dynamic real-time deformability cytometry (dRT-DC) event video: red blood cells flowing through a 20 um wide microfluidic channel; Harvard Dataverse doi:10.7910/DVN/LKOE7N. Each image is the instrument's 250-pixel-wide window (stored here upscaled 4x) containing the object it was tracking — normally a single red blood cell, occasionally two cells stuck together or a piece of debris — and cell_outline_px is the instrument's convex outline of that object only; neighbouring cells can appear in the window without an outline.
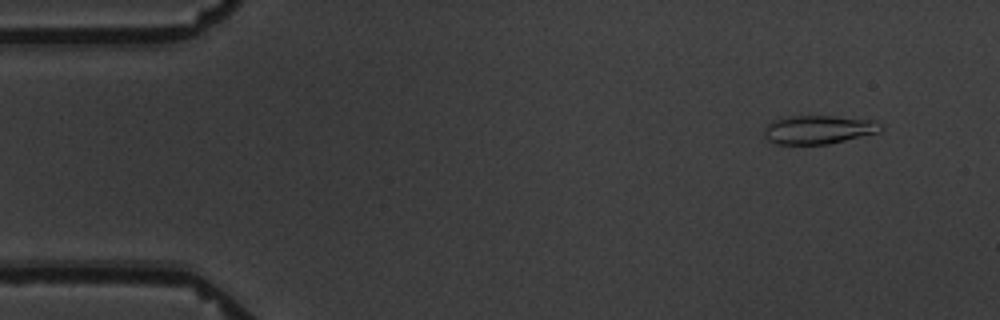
{"species": "common noctule bat (a hibernating species)", "species_latin": "Nyctalus noctula", "temperature_condition": "warm", "stored_images_in_passage": 5, "camera_frame_rate_fps": 3000, "um_per_image_px": 0.085, "animal": {"sex": "male", "body_mass_g": 19.5, "forearm_length_mm": 54.6}, "frame": {"image": 1, "passage_image": 2, "time_ms": 1.0, "image_size_px": [1000, 320], "cell_outline_px": [[884, 128], [880, 132], [828, 144], [776, 144], [768, 140], [764, 136], [764, 128], [772, 120], [788, 116], [832, 116], [876, 120]], "centroid_in_image_um": [69.57, 11.01], "position_along_channel_um": 15.4, "area_um2": 19.54}}